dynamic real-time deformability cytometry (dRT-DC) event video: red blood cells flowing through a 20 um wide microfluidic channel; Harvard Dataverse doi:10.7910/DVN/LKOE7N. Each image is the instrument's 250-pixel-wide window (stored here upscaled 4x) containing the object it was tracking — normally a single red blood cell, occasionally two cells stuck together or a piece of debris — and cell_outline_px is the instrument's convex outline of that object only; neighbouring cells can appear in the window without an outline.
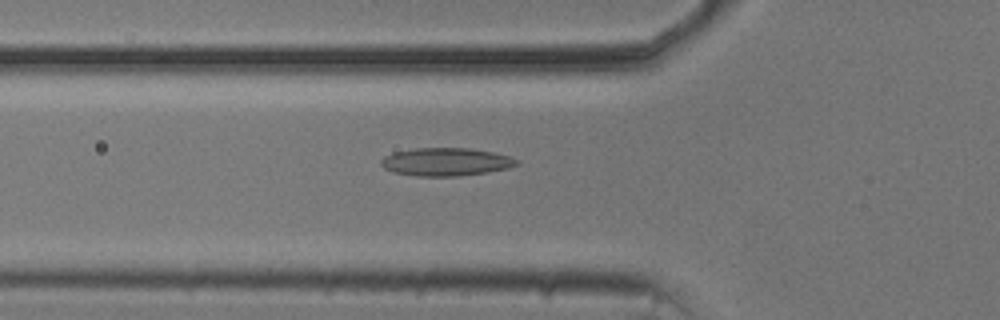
{"species": "common noctule bat (a hibernating species)", "species_latin": "Nyctalus noctula", "temperature_condition": "cold", "stored_images_in_passage": 53, "camera_frame_rate_fps": 3000, "um_per_image_px": 0.085, "animal": {"sex": "male", "body_mass_g": 20.5, "forearm_length_mm": 52.5}, "frame": {"image": 1, "passage_image": 18, "time_ms": 5.667, "image_size_px": [1000, 320], "cell_outline_px": [[520, 164], [508, 168], [460, 176], [416, 176], [392, 172], [384, 168], [380, 164], [380, 160], [384, 156], [392, 152], [416, 148], [472, 148], [492, 152], [508, 156], [520, 160]], "centroid_in_image_um": [37.88, 13.75], "position_along_channel_um": 87.9, "area_um2": 22.25}}
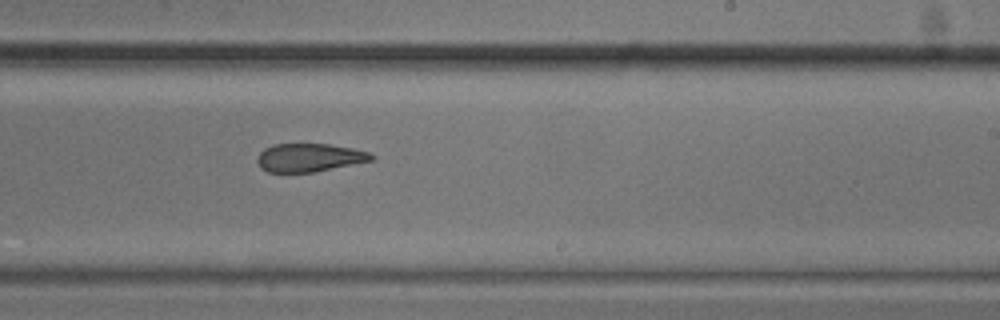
{"frame": {"image": 2, "passage_image": 32, "time_ms": 10.333, "image_size_px": [1000, 320], "cell_outline_px": [[376, 160], [312, 172], [268, 172], [260, 168], [256, 160], [260, 152], [264, 148], [272, 144], [328, 144], [352, 148], [368, 152], [376, 156]], "centroid_in_image_um": [26.29, 13.39], "position_along_channel_um": 262.7, "area_um2": 18.9}}
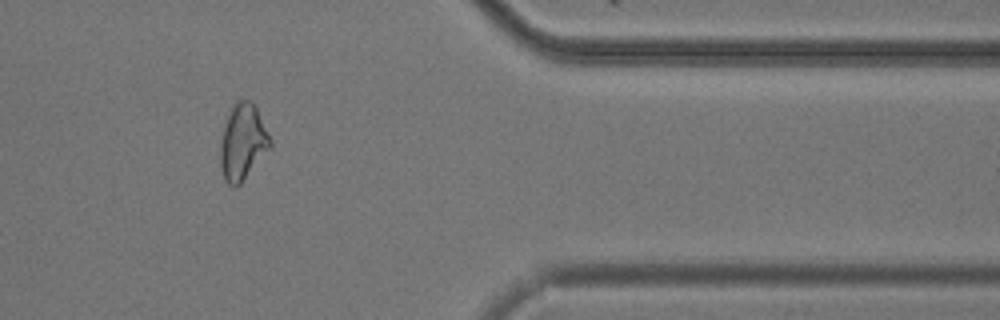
{"frame": {"image": 3, "passage_image": 44, "time_ms": 14.333, "image_size_px": [1000, 320], "cell_outline_px": [[272, 144], [240, 184], [236, 188], [232, 188], [224, 180], [220, 168], [220, 144], [224, 124], [236, 100], [248, 100], [256, 108], [272, 140]], "centroid_in_image_um": [20.6, 12.11], "position_along_channel_um": 390.8, "area_um2": 21.79}, "authors_computed_cell_mechanics": {"area_um2": 21.8484, "velocity_mm_per_s": 3.7331, "shape_relaxation_time_tau1_ms": null, "shape_relaxation_time_tau2_ms": 3.6792, "deformation_change_tau1": null, "deformation_change_tau2": 0.118}}